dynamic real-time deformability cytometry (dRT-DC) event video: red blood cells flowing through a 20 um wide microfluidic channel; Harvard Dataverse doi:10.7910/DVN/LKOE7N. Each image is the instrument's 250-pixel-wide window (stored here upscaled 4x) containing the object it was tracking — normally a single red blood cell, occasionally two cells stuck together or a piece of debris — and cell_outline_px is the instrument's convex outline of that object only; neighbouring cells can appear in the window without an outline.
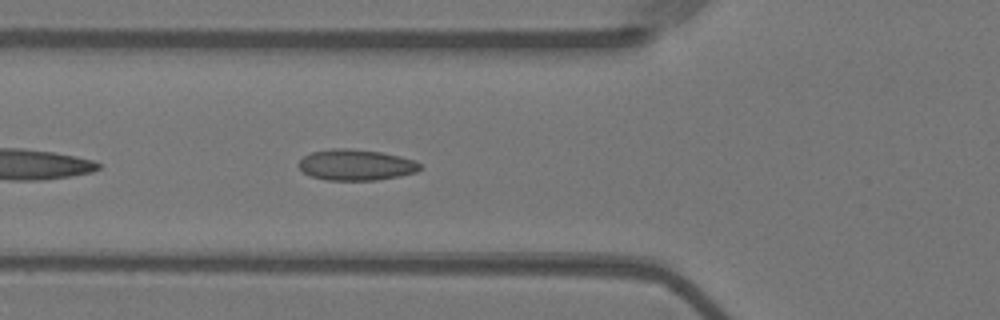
{"species": "Egyptian fruit bat (a non-hibernating species)", "species_latin": "Rousettus aegyptiacus", "temperature_condition": "warm", "stored_images_in_passage": 40, "camera_frame_rate_fps": 3000, "um_per_image_px": 0.085, "animal": {"sex": "female"}, "frame": {"image": 1, "passage_image": 5, "time_ms": 1.333, "image_size_px": [1000, 320], "cell_outline_px": [[424, 168], [416, 172], [400, 176], [376, 180], [328, 180], [312, 176], [304, 172], [300, 168], [300, 160], [304, 156], [312, 152], [332, 148], [348, 148], [380, 152], [400, 156], [416, 160]], "centroid_in_image_um": [30.31, 14.01], "position_along_channel_um": 95.5, "area_um2": 21.85}}
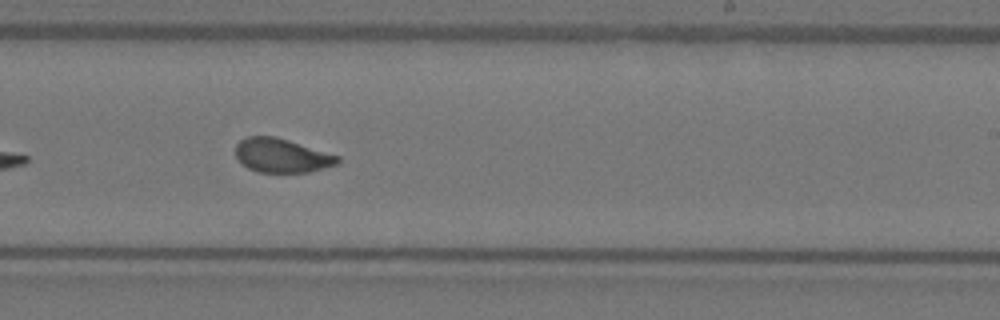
{"frame": {"image": 2, "passage_image": 19, "time_ms": 6.0, "image_size_px": [1000, 320], "cell_outline_px": [[340, 164], [308, 172], [256, 172], [248, 168], [236, 156], [236, 144], [240, 140], [248, 136], [276, 136], [340, 156]], "centroid_in_image_um": [23.97, 13.22], "position_along_channel_um": 265.0, "area_um2": 20.23}}
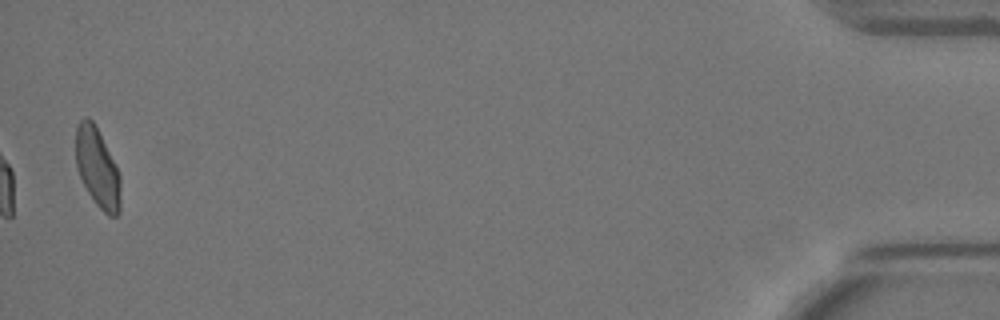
{"frame": {"image": 3, "passage_image": 40, "time_ms": 13.0, "image_size_px": [1000, 320], "cell_outline_px": [[120, 212], [116, 216], [108, 216], [96, 204], [88, 192], [80, 176], [76, 164], [76, 128], [80, 120], [84, 116], [88, 116], [96, 124], [116, 164], [120, 176]], "centroid_in_image_um": [8.29, 14.23], "position_along_channel_um": 426.9, "area_um2": 20.87}, "authors_computed_cell_mechanics": {"area_um2": 20.808, "velocity_mm_per_s": 3.6252, "shape_relaxation_time_tau1_ms": 4.7288, "shape_relaxation_time_tau2_ms": 0.8504, "deformation_change_tau1": 0.1425, "deformation_change_tau2": 0.0701}}